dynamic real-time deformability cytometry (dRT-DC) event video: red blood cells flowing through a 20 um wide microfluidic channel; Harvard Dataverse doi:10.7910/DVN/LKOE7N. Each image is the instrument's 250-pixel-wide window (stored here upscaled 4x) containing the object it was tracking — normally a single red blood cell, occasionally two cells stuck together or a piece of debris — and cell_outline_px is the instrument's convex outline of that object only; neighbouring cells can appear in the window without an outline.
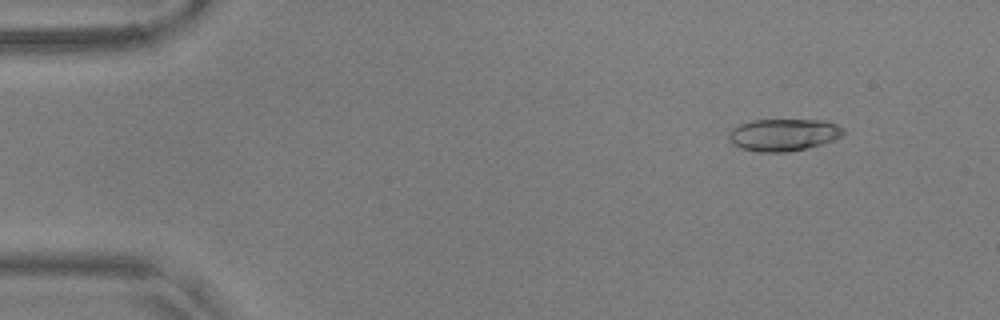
{"species": "common noctule bat (a hibernating species)", "species_latin": "Nyctalus noctula", "temperature_condition": "warm", "stored_images_in_passage": 55, "camera_frame_rate_fps": 3000, "um_per_image_px": 0.085, "animal": {"sex": "male", "body_mass_g": 17.9, "forearm_length_mm": 54.2}, "frame": {"image": 1, "passage_image": 6, "time_ms": 1.667, "image_size_px": [1000, 320], "cell_outline_px": [[844, 136], [824, 144], [788, 152], [756, 152], [740, 148], [732, 144], [728, 140], [728, 132], [732, 128], [740, 124], [752, 120], [828, 120], [836, 124], [844, 132]], "centroid_in_image_um": [66.58, 11.46], "position_along_channel_um": 18.4, "area_um2": 21.79}}
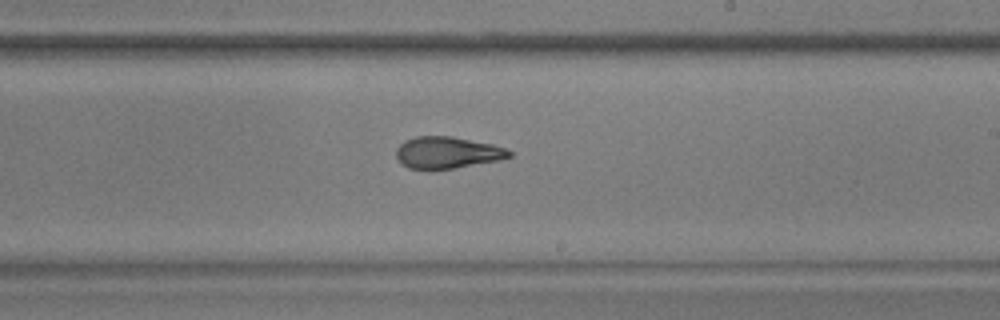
{"frame": {"image": 2, "passage_image": 33, "time_ms": 10.667, "image_size_px": [1000, 320], "cell_outline_px": [[512, 156], [500, 160], [456, 168], [408, 168], [400, 164], [396, 156], [396, 148], [404, 140], [416, 136], [452, 136], [492, 144], [504, 148], [512, 152]], "centroid_in_image_um": [38.0, 12.96], "position_along_channel_um": 251.0, "area_um2": 20.87}}
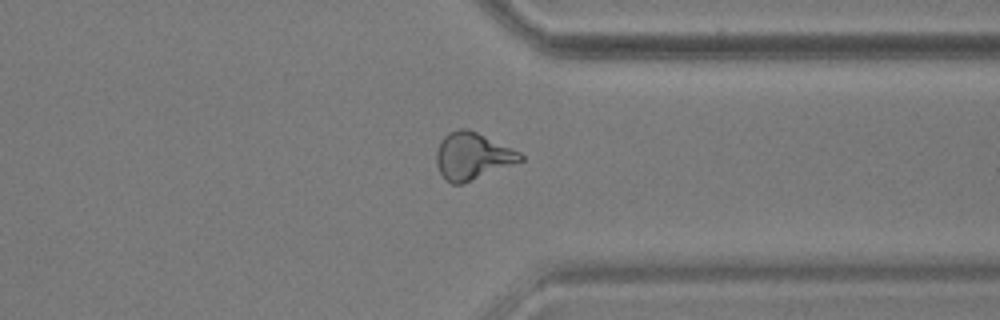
{"frame": {"image": 3, "passage_image": 43, "time_ms": 14.0, "image_size_px": [1000, 320], "cell_outline_px": [[524, 160], [460, 184], [452, 184], [444, 180], [436, 164], [436, 152], [440, 140], [448, 132], [460, 128], [464, 128], [476, 132], [520, 152], [524, 156]], "centroid_in_image_um": [40.11, 13.26], "position_along_channel_um": 371.3, "area_um2": 22.72}, "authors_computed_cell_mechanics": {"area_um2": 21.7328, "velocity_mm_per_s": 3.6525, "shape_relaxation_time_tau1_ms": null, "shape_relaxation_time_tau2_ms": 2.0315, "deformation_change_tau1": null, "deformation_change_tau2": 0.0979}}